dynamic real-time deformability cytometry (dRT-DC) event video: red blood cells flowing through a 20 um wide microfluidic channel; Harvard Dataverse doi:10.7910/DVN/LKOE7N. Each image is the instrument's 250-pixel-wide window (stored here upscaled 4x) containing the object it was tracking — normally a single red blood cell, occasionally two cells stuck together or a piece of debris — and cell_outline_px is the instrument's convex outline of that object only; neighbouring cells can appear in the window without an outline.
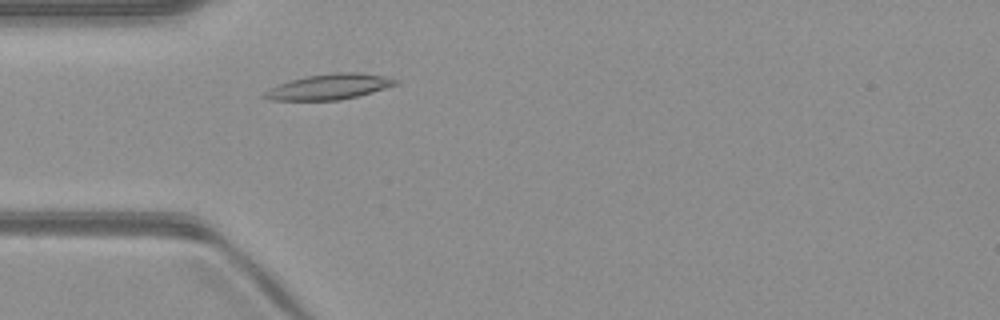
{"species": "common noctule bat (a hibernating species)", "species_latin": "Nyctalus noctula", "temperature_condition": "warm", "stored_images_in_passage": 45, "camera_frame_rate_fps": 3000, "um_per_image_px": 0.085, "animal": {"sex": "male", "body_mass_g": 23.1, "forearm_length_mm": 52.7}, "frame": {"image": 1, "passage_image": 9, "time_ms": 2.667, "image_size_px": [1000, 320], "cell_outline_px": [[400, 84], [372, 92], [340, 100], [268, 100], [260, 96], [268, 88], [304, 76], [336, 72], [360, 72], [384, 76], [400, 80]], "centroid_in_image_um": [27.99, 7.37], "position_along_channel_um": 57.0, "area_um2": 19.59}}
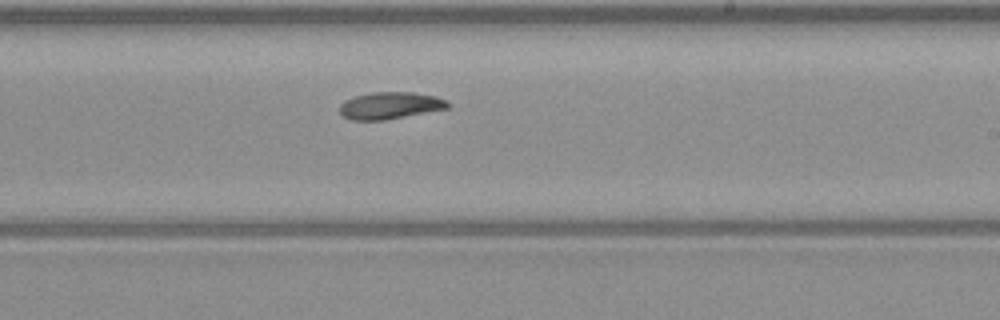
{"frame": {"image": 2, "passage_image": 24, "time_ms": 7.667, "image_size_px": [1000, 320], "cell_outline_px": [[452, 104], [448, 108], [384, 120], [352, 120], [344, 116], [340, 112], [340, 104], [344, 100], [352, 96], [372, 92], [412, 92], [436, 96]], "centroid_in_image_um": [33.13, 8.96], "position_along_channel_um": 255.9, "area_um2": 16.99}}
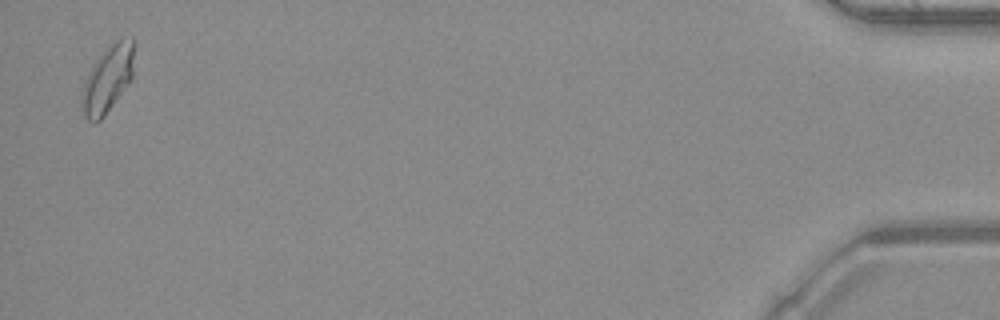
{"frame": {"image": 3, "passage_image": 44, "time_ms": 14.333, "image_size_px": [1000, 320], "cell_outline_px": [[136, 44], [132, 80], [104, 116], [96, 124], [92, 124], [80, 112], [80, 96], [84, 84], [96, 60], [112, 40], [120, 36], [132, 36]], "centroid_in_image_um": [9.19, 6.68], "position_along_channel_um": 426.0, "area_um2": 21.27}}